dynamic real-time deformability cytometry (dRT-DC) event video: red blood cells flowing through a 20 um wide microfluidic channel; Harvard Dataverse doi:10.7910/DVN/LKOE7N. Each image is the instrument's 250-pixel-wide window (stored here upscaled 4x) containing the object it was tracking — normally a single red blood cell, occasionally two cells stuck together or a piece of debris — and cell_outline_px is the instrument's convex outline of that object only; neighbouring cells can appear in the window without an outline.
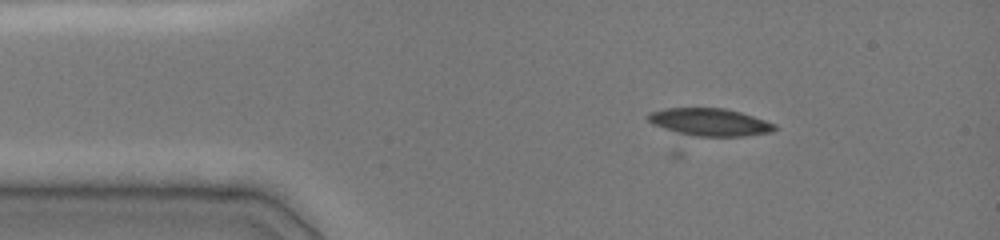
{"species": "common noctule bat (a hibernating species)", "species_latin": "Nyctalus noctula", "temperature_condition": "cold", "stored_images_in_passage": 48, "camera_frame_rate_fps": 3000, "um_per_image_px": 0.085, "animal": {"sex": "female", "body_mass_g": 19.0, "forearm_length_mm": 51.5}, "frame": {"image": 1, "passage_image": 14, "time_ms": 3.0, "image_size_px": [1000, 240], "cell_outline_px": [[780, 128], [772, 132], [744, 136], [696, 136], [676, 132], [652, 124], [644, 116], [648, 112], [664, 108], [724, 108], [740, 112], [776, 124]], "centroid_in_image_um": [60.32, 10.37], "position_along_channel_um": 24.7, "area_um2": 20.4}}
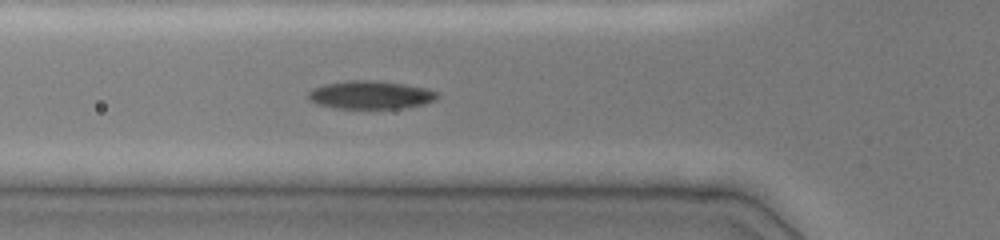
{"frame": {"image": 2, "passage_image": 28, "time_ms": 6.0, "image_size_px": [1000, 240], "cell_outline_px": [[440, 96], [436, 100], [424, 104], [404, 108], [336, 108], [320, 104], [308, 100], [308, 92], [312, 88], [324, 84], [348, 80], [368, 80], [404, 84], [424, 88], [436, 92]], "centroid_in_image_um": [31.49, 8.07], "position_along_channel_um": 94.3, "area_um2": 21.04}}
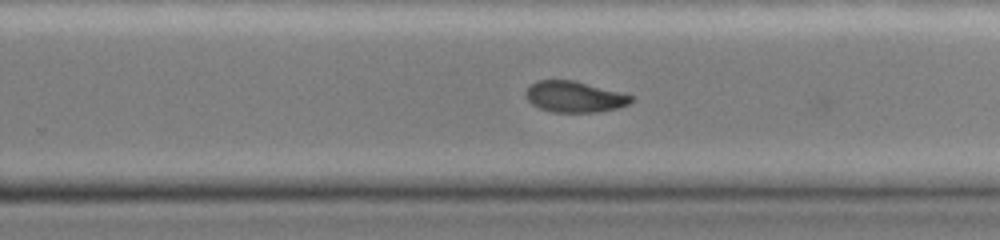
{"frame": {"image": 3, "passage_image": 47, "time_ms": 10.667, "image_size_px": [1000, 240], "cell_outline_px": [[632, 100], [628, 104], [616, 108], [596, 112], [552, 112], [540, 108], [532, 104], [524, 96], [524, 92], [536, 80], [572, 80], [620, 92], [632, 96]], "centroid_in_image_um": [48.78, 8.22], "position_along_channel_um": 281.0, "area_um2": 18.84}}